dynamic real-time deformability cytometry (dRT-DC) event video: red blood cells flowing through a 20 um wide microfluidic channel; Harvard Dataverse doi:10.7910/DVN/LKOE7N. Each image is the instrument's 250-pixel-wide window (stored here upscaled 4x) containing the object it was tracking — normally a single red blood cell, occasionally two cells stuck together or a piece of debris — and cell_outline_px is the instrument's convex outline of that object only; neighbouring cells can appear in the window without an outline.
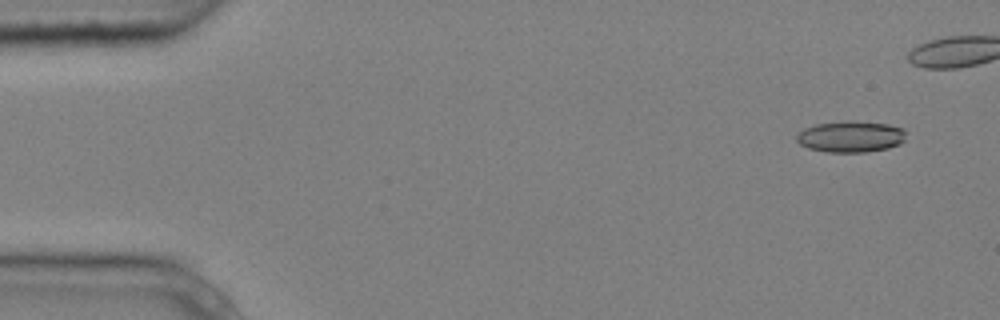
{"species": "common noctule bat (a hibernating species)", "species_latin": "Nyctalus noctula", "temperature_condition": "cold", "stored_images_in_passage": 6, "camera_frame_rate_fps": 3000, "um_per_image_px": 0.085, "animal": {"sex": "male", "body_mass_g": 20.4}, "frame": {"image": 1, "passage_image": 2, "time_ms": 0.333, "image_size_px": [1000, 320], "cell_outline_px": [[904, 140], [900, 144], [888, 148], [864, 152], [828, 152], [808, 148], [800, 144], [796, 140], [796, 136], [804, 128], [816, 124], [852, 120], [888, 124], [904, 128]], "centroid_in_image_um": [72.31, 11.61], "position_along_channel_um": 12.7, "area_um2": 19.94}}
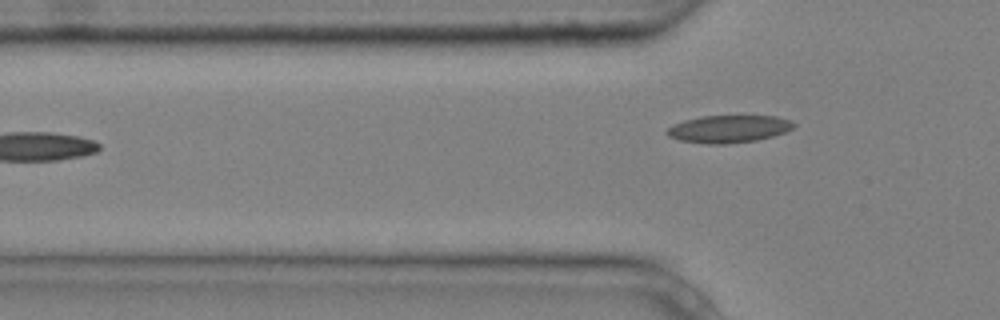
{"frame": {"image": 2, "passage_image": 6, "time_ms": 1.667, "image_size_px": [1000, 320], "cell_outline_px": [[796, 128], [772, 136], [756, 140], [728, 144], [708, 144], [680, 140], [668, 136], [664, 132], [672, 124], [684, 120], [700, 116], [776, 116], [792, 120], [796, 124]], "centroid_in_image_um": [61.94, 10.95], "position_along_channel_um": 63.9, "area_um2": 20.46}}